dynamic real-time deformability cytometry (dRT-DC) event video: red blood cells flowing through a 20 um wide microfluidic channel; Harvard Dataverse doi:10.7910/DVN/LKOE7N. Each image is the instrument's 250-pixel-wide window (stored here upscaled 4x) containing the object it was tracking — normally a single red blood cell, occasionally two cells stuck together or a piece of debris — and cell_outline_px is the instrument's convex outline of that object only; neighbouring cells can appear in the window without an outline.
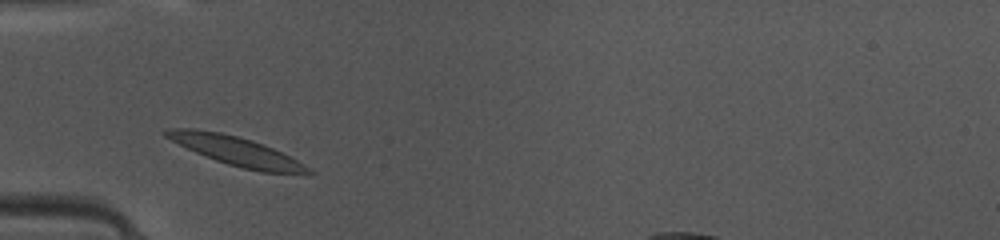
{"species": "common noctule bat (a hibernating species)", "species_latin": "Nyctalus noctula", "temperature_condition": "warm", "stored_images_in_passage": 32, "camera_frame_rate_fps": 3000, "um_per_image_px": 0.085, "animal": {"sex": "female", "body_mass_g": 10.0, "forearm_length_mm": 53.1}, "frame": {"image": 1, "passage_image": 2, "time_ms": 0.333, "image_size_px": [1000, 240], "cell_outline_px": [[316, 172], [260, 172], [228, 164], [216, 160], [196, 152], [164, 136], [160, 132], [164, 128], [192, 128], [220, 132], [252, 140], [264, 144], [304, 164]], "centroid_in_image_um": [19.99, 12.8], "position_along_channel_um": 65.0, "area_um2": 23.41}}
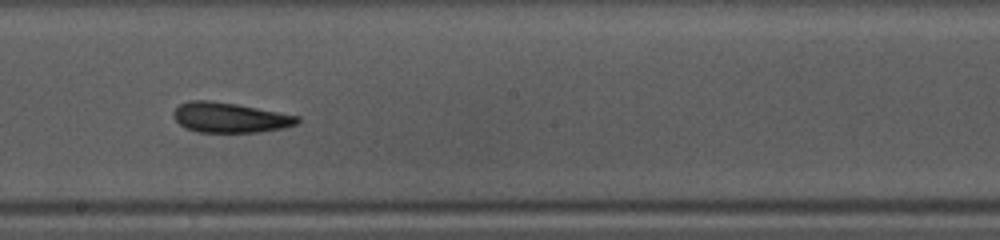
{"frame": {"image": 2, "passage_image": 14, "time_ms": 4.333, "image_size_px": [1000, 240], "cell_outline_px": [[300, 120], [296, 124], [284, 128], [260, 132], [196, 132], [180, 124], [172, 116], [172, 112], [180, 104], [188, 100], [212, 100], [236, 104], [300, 116]], "centroid_in_image_um": [19.53, 9.99], "position_along_channel_um": 228.7, "area_um2": 21.73}}
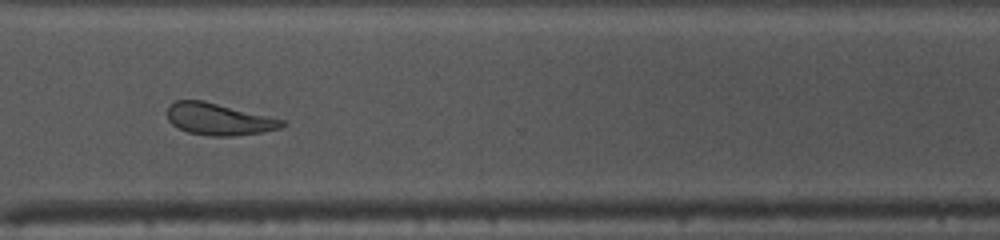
{"frame": {"image": 3, "passage_image": 23, "time_ms": 7.333, "image_size_px": [1000, 240], "cell_outline_px": [[288, 124], [280, 128], [260, 132], [232, 136], [208, 136], [188, 132], [172, 124], [168, 120], [168, 104], [176, 100], [204, 100], [284, 120]], "centroid_in_image_um": [18.58, 10.12], "position_along_channel_um": 352.0, "area_um2": 21.21}}